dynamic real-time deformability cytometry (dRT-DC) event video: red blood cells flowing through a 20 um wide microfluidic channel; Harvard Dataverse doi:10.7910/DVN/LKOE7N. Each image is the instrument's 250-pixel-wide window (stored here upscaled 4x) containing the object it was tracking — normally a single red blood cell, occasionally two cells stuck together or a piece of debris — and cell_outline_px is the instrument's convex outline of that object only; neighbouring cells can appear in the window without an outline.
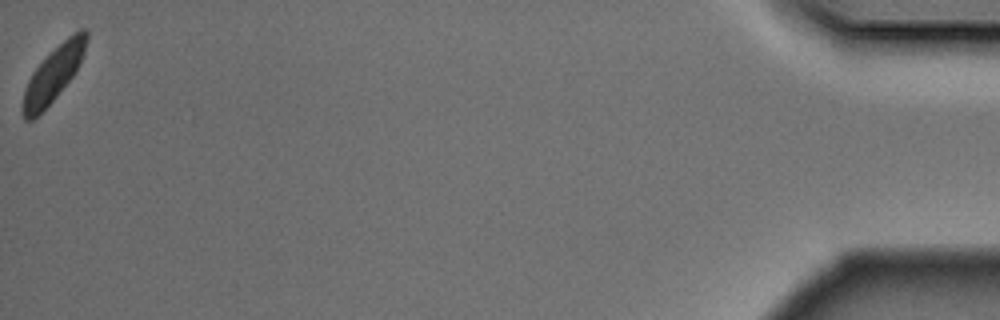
{"species": "Egyptian fruit bat (a non-hibernating species)", "species_latin": "Rousettus aegyptiacus", "temperature_condition": "cold", "stored_images_in_passage": 33, "camera_frame_rate_fps": 3000, "um_per_image_px": 0.085, "animal": {"sex": "male"}, "frame": {"image": 1, "passage_image": 33, "time_ms": 10.667, "image_size_px": [1000, 320], "cell_outline_px": [[88, 36], [84, 52], [76, 72], [56, 96], [32, 120], [24, 120], [20, 112], [24, 88], [32, 72], [68, 36], [80, 28], [84, 28], [88, 32]], "centroid_in_image_um": [4.51, 6.32], "position_along_channel_um": 430.7, "area_um2": 20.0}}